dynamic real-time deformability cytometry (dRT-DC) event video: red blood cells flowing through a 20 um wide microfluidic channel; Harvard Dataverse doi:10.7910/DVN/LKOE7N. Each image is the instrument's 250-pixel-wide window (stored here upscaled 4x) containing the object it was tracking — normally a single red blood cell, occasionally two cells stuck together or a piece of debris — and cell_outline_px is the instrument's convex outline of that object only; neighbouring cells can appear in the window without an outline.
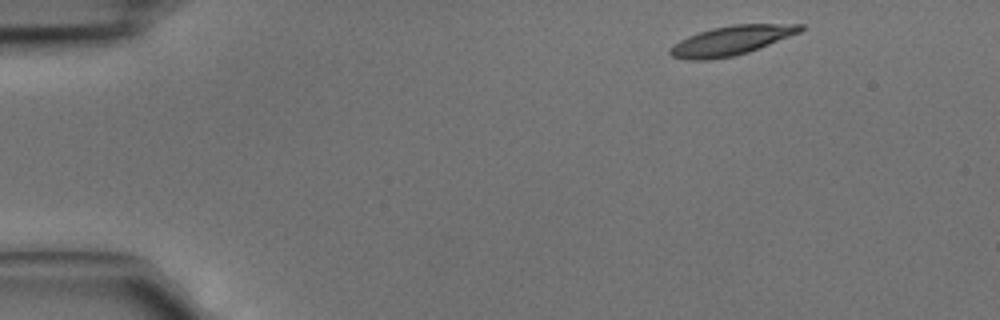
{"species": "common noctule bat (a hibernating species)", "species_latin": "Nyctalus noctula", "temperature_condition": "cold", "stored_images_in_passage": 3, "camera_frame_rate_fps": 3000, "um_per_image_px": 0.085, "animal": {"sex": "male", "body_mass_g": 15.6}, "frame": {"image": 1, "passage_image": 1, "time_ms": 0.0, "image_size_px": [1000, 320], "cell_outline_px": [[804, 28], [800, 32], [748, 52], [732, 56], [708, 60], [688, 60], [672, 56], [668, 52], [668, 48], [672, 44], [688, 36], [712, 28], [732, 24], [804, 24]], "centroid_in_image_um": [62.11, 3.44], "position_along_channel_um": 22.9, "area_um2": 22.14}}
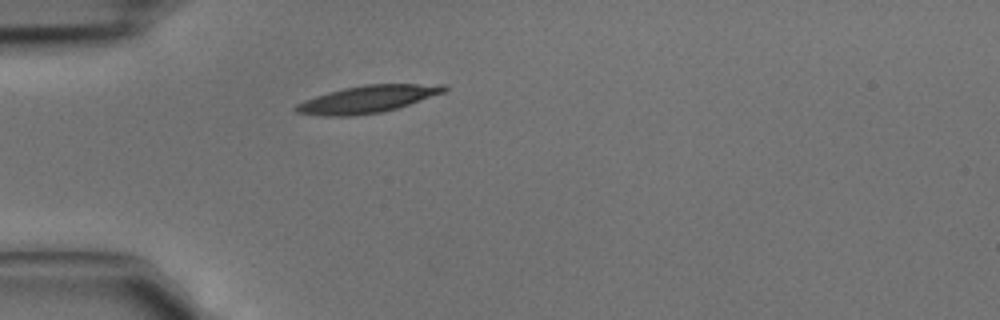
{"frame": {"image": 2, "passage_image": 3, "time_ms": 0.667, "image_size_px": [1000, 320], "cell_outline_px": [[448, 88], [444, 92], [396, 108], [380, 112], [352, 116], [324, 116], [296, 112], [292, 108], [296, 104], [304, 100], [328, 92], [344, 88], [364, 84], [444, 84]], "centroid_in_image_um": [31.2, 8.42], "position_along_channel_um": 53.8, "area_um2": 23.29}}